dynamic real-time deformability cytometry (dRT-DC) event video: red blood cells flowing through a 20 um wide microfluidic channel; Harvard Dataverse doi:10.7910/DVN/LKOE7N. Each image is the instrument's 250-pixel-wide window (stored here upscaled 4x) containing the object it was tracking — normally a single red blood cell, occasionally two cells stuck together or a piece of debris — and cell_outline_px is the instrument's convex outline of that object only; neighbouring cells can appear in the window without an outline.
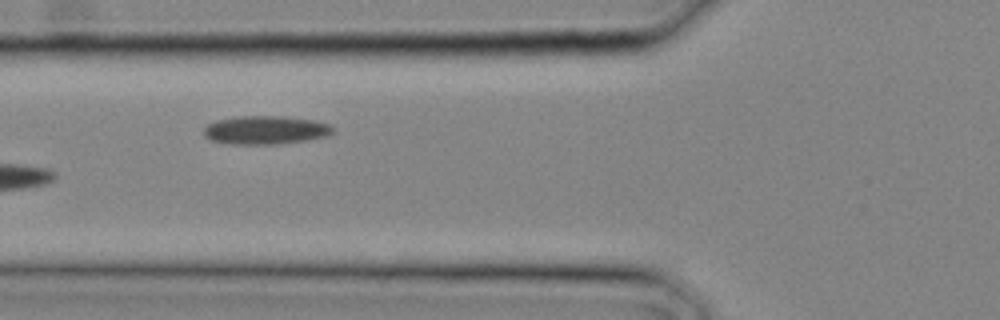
{"species": "common noctule bat (a hibernating species)", "species_latin": "Nyctalus noctula", "temperature_condition": "cold", "stored_images_in_passage": 3, "camera_frame_rate_fps": 3000, "um_per_image_px": 0.085, "animal": {"sex": "male", "body_mass_g": 20.4}, "frame": {"image": 1, "passage_image": 3, "time_ms": 0.667, "image_size_px": [1000, 320], "cell_outline_px": [[332, 132], [328, 136], [308, 140], [280, 144], [228, 144], [212, 140], [204, 136], [204, 128], [208, 124], [216, 120], [240, 116], [276, 116], [312, 120], [332, 124]], "centroid_in_image_um": [22.57, 11.06], "position_along_channel_um": 103.2, "area_um2": 21.39}}